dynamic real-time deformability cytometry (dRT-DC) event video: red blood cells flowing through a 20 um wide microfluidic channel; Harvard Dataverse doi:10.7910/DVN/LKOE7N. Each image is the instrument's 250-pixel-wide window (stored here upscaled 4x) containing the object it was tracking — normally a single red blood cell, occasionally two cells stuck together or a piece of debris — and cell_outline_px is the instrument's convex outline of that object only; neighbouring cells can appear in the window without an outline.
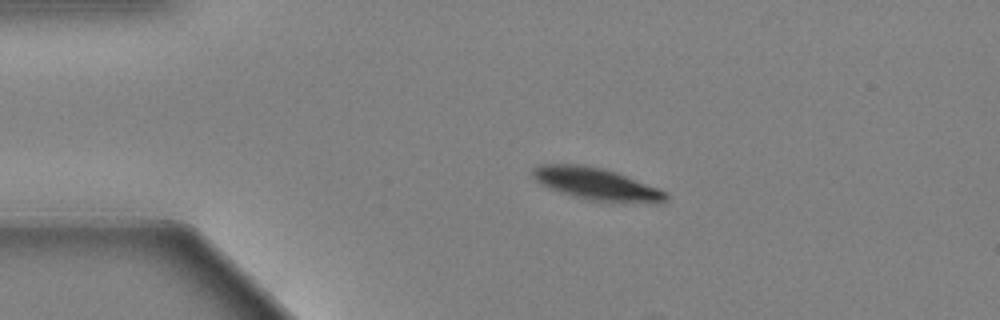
{"species": "Egyptian fruit bat (a non-hibernating species)", "species_latin": "Rousettus aegyptiacus", "temperature_condition": "warm", "stored_images_in_passage": 48, "camera_frame_rate_fps": 3000, "um_per_image_px": 0.085, "animal": {"sex": "female"}, "frame": {"image": 1, "passage_image": 1, "time_ms": 0.0, "image_size_px": [1000, 320], "cell_outline_px": [[668, 200], [656, 204], [588, 200], [548, 188], [540, 184], [532, 176], [532, 168], [540, 164], [584, 164], [604, 168], [616, 172], [668, 192]], "centroid_in_image_um": [50.72, 15.64], "position_along_channel_um": 34.3, "area_um2": 25.14}}
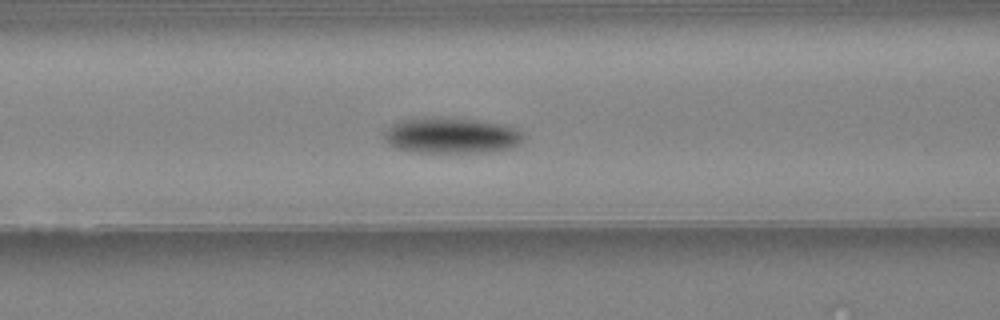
{"frame": {"image": 2, "passage_image": 13, "time_ms": 4.0, "image_size_px": [1000, 320], "cell_outline_px": [[524, 136], [520, 144], [512, 148], [496, 152], [412, 152], [396, 148], [388, 144], [384, 140], [384, 132], [392, 124], [404, 120], [424, 116], [476, 120], [504, 124], [516, 128], [524, 132]], "centroid_in_image_um": [38.4, 11.52], "position_along_channel_um": 128.2, "area_um2": 29.48}}
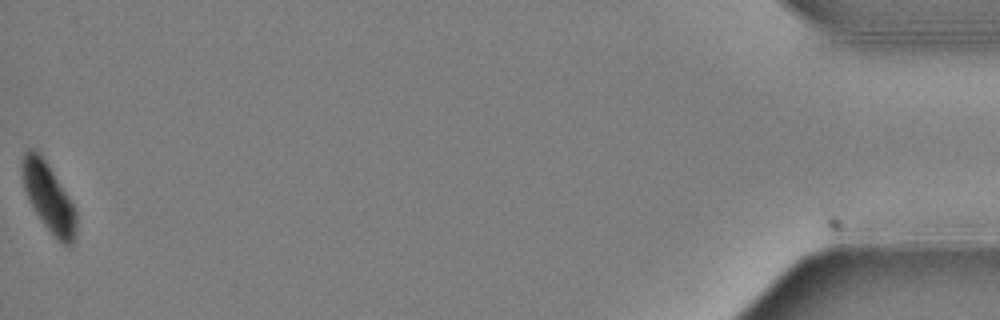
{"frame": {"image": 3, "passage_image": 48, "time_ms": 15.667, "image_size_px": [1000, 320], "cell_outline_px": [[76, 232], [72, 244], [68, 248], [60, 244], [56, 240], [44, 224], [28, 200], [24, 188], [20, 172], [20, 160], [24, 152], [28, 148], [36, 148], [40, 152], [48, 164], [76, 208]], "centroid_in_image_um": [4.11, 16.75], "position_along_channel_um": 431.1, "area_um2": 22.14}, "authors_computed_cell_mechanics": {"area_um2": 27.2816, "velocity_mm_per_s": 3.4369, "shape_relaxation_time_tau1_ms": 3.5394, "shape_relaxation_time_tau2_ms": null, "deformation_change_tau1": 0.1371, "deformation_change_tau2": null}}